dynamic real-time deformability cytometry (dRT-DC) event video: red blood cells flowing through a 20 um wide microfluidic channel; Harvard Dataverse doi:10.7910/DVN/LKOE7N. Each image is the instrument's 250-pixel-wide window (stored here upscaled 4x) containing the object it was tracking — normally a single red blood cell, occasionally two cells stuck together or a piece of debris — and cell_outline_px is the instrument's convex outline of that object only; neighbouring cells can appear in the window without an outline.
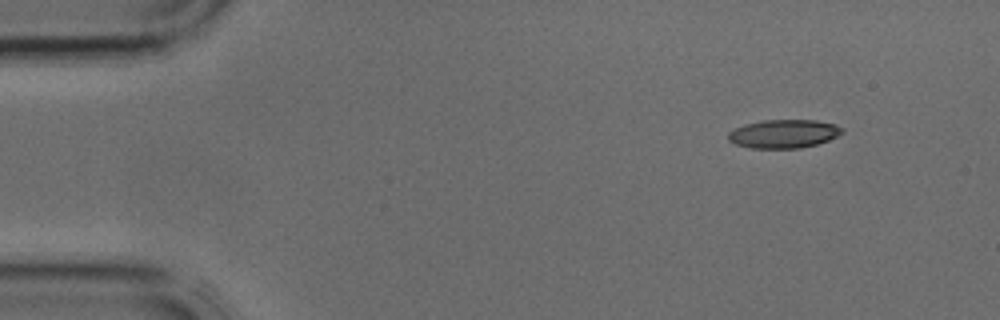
{"species": "common noctule bat (a hibernating species)", "species_latin": "Nyctalus noctula", "temperature_condition": "cold", "stored_images_in_passage": 3, "camera_frame_rate_fps": 3000, "um_per_image_px": 0.085, "animal": {"sex": "male", "body_mass_g": 17.9, "forearm_length_mm": 54.2}, "frame": {"image": 1, "passage_image": 1, "time_ms": 0.0, "image_size_px": [1000, 320], "cell_outline_px": [[844, 132], [828, 140], [816, 144], [800, 148], [752, 148], [736, 144], [728, 140], [728, 132], [744, 124], [764, 120], [816, 120], [836, 124], [844, 128]], "centroid_in_image_um": [66.63, 11.36], "position_along_channel_um": 18.4, "area_um2": 18.9}}
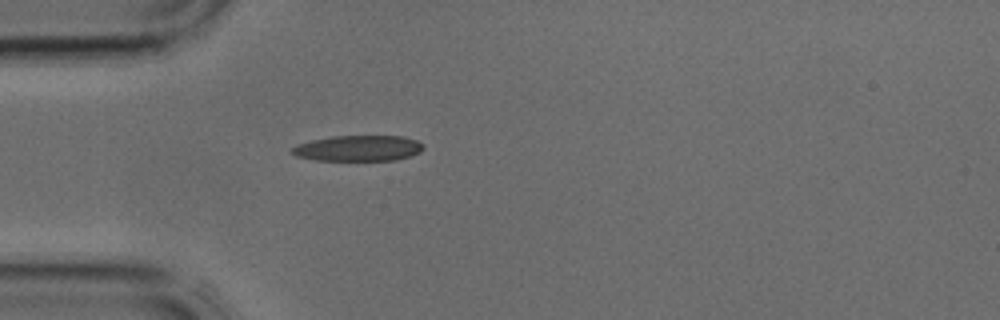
{"frame": {"image": 2, "passage_image": 3, "time_ms": 0.667, "image_size_px": [1000, 320], "cell_outline_px": [[424, 148], [420, 152], [396, 160], [316, 160], [296, 156], [292, 152], [292, 148], [296, 144], [312, 140], [332, 136], [404, 136], [416, 140], [424, 144]], "centroid_in_image_um": [30.47, 12.59], "position_along_channel_um": 54.5, "area_um2": 19.65}}